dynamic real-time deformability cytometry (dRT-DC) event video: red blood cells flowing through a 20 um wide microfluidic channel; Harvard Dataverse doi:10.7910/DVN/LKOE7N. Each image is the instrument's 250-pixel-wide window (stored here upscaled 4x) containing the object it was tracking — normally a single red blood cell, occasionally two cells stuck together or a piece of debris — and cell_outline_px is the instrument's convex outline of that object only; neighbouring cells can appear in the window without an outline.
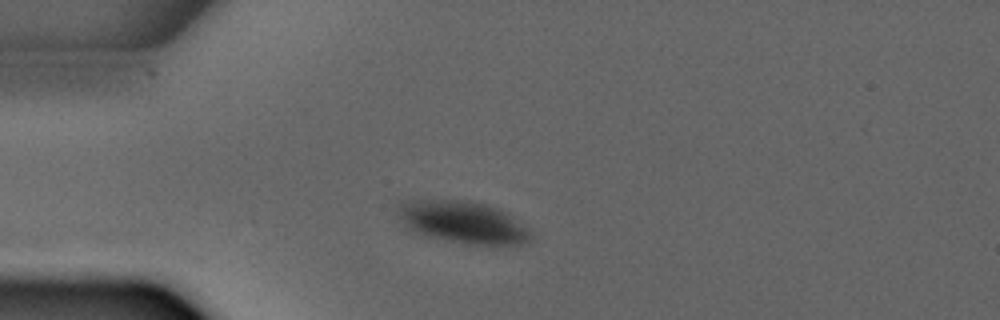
{"species": "common noctule bat (a hibernating species)", "species_latin": "Nyctalus noctula", "temperature_condition": "warm", "stored_images_in_passage": 3, "segment_of_instrument_passage": [1, 2], "camera_frame_rate_fps": 3000, "um_per_image_px": 0.085, "animal": {"sex": "male", "forearm_length_mm": 52.5}, "frame": {"image": 1, "passage_image": 2, "time_ms": 1.0, "image_size_px": [1000, 320], "cell_outline_px": [[532, 236], [528, 240], [516, 244], [472, 244], [448, 240], [428, 236], [416, 232], [396, 212], [400, 200], [464, 200], [484, 204], [500, 208], [508, 212]], "centroid_in_image_um": [39.32, 18.85], "position_along_channel_um": 45.7, "area_um2": 31.73}}